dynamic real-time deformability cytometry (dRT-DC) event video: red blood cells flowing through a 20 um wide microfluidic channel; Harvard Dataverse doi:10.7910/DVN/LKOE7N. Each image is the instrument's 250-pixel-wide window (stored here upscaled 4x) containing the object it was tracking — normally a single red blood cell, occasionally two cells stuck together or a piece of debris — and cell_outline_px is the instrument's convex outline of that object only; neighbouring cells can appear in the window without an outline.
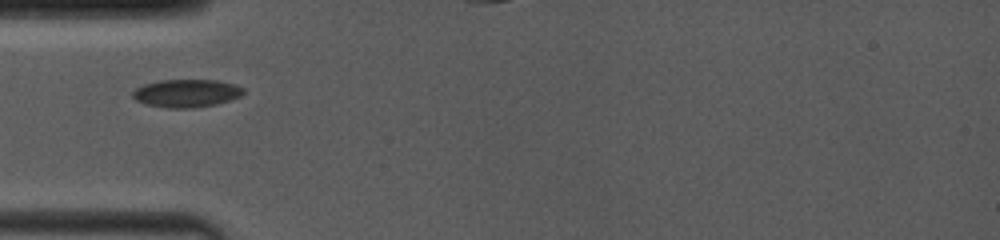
{"species": "common noctule bat (a hibernating species)", "species_latin": "Nyctalus noctula", "temperature_condition": "room temperature", "stored_images_in_passage": 64, "camera_frame_rate_fps": 4000, "um_per_image_px": 0.085, "animal": {"sex": "female", "body_mass_g": 19.0, "forearm_length_mm": 53.3}, "frame": {"image": 1, "passage_image": 1, "time_ms": 0.0, "image_size_px": [1000, 240], "cell_outline_px": [[244, 92], [240, 96], [232, 100], [216, 104], [192, 108], [168, 108], [144, 104], [136, 100], [132, 96], [132, 92], [136, 88], [144, 84], [160, 80], [216, 80], [236, 84], [244, 88]], "centroid_in_image_um": [15.86, 7.92], "position_along_channel_um": 69.1, "area_um2": 18.15}}
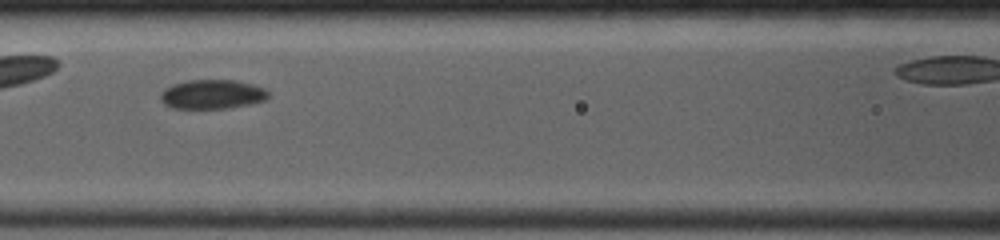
{"frame": {"image": 2, "passage_image": 19, "time_ms": 2.0, "image_size_px": [1000, 240], "cell_outline_px": [[268, 96], [264, 100], [252, 104], [228, 108], [172, 108], [164, 104], [160, 100], [160, 92], [164, 88], [172, 84], [188, 80], [232, 80], [252, 84], [264, 88], [268, 92]], "centroid_in_image_um": [18.0, 8.01], "position_along_channel_um": 148.6, "area_um2": 18.44}}